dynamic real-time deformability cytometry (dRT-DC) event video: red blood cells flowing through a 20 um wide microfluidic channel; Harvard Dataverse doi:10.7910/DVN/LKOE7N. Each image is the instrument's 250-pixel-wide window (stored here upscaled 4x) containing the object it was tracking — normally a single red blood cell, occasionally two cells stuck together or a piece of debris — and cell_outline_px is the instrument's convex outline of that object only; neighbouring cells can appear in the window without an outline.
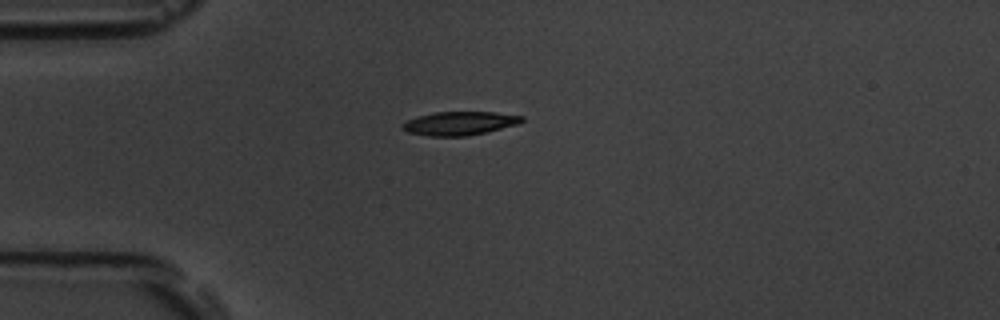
{"species": "common noctule bat (a hibernating species)", "species_latin": "Nyctalus noctula", "temperature_condition": "room temperature", "stored_images_in_passage": 41, "camera_frame_rate_fps": 3000, "um_per_image_px": 0.085, "animal": {"sex": "male", "body_mass_g": 19.5, "forearm_length_mm": 54.6}, "frame": {"image": 1, "passage_image": 1, "time_ms": 0.0, "image_size_px": [1000, 320], "cell_outline_px": [[524, 120], [520, 124], [488, 132], [468, 136], [428, 136], [408, 132], [400, 128], [408, 120], [416, 116], [436, 112], [496, 112], [524, 116]], "centroid_in_image_um": [39.11, 10.48], "position_along_channel_um": 45.9, "area_um2": 16.59}}
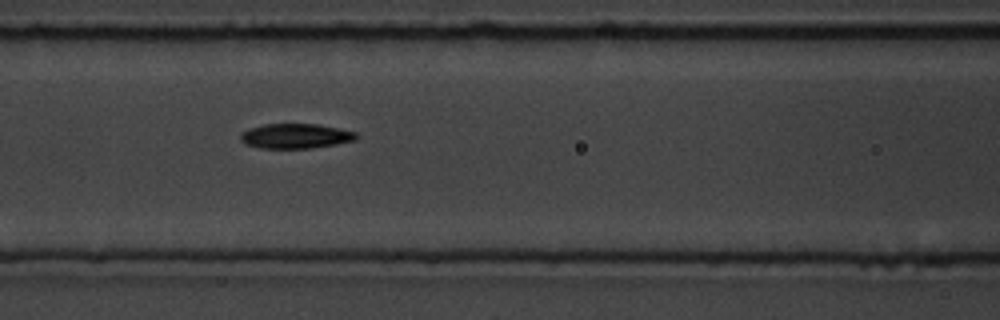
{"frame": {"image": 2, "passage_image": 10, "time_ms": 3.0, "image_size_px": [1000, 320], "cell_outline_px": [[360, 136], [356, 140], [336, 144], [312, 148], [260, 148], [244, 144], [240, 140], [240, 132], [248, 128], [264, 124], [320, 124], [356, 132]], "centroid_in_image_um": [25.11, 11.56], "position_along_channel_um": 141.5, "area_um2": 16.99}}
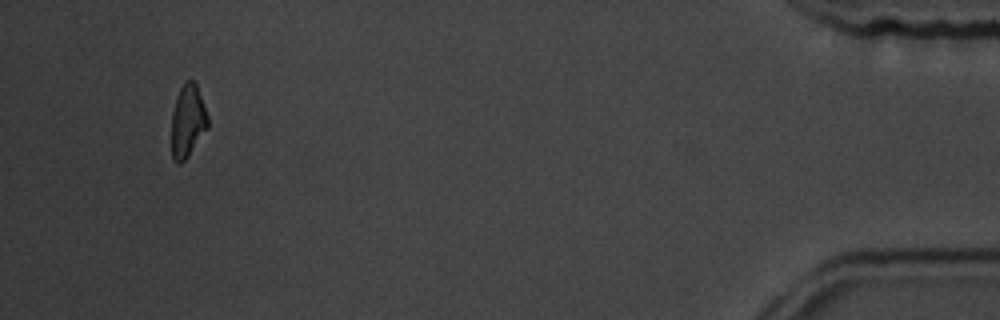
{"frame": {"image": 3, "passage_image": 38, "time_ms": 12.333, "image_size_px": [1000, 320], "cell_outline_px": [[208, 128], [188, 156], [180, 164], [176, 164], [172, 160], [172, 112], [176, 96], [180, 88], [188, 80], [192, 80], [196, 84], [204, 104], [208, 116]], "centroid_in_image_um": [15.95, 10.31], "position_along_channel_um": 419.2, "area_um2": 15.37}, "authors_computed_cell_mechanics": {"area_um2": 16.7042, "velocity_mm_per_s": 3.7893, "shape_relaxation_time_tau1_ms": 4.5615, "shape_relaxation_time_tau2_ms": 10.841, "deformation_change_tau1": 0.152, "deformation_change_tau2": 0.1671}}